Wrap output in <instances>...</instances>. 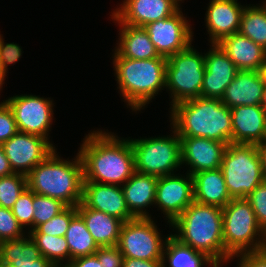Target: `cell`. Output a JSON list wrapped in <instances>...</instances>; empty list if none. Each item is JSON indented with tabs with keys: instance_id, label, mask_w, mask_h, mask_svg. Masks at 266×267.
Here are the masks:
<instances>
[{
	"instance_id": "cell-33",
	"label": "cell",
	"mask_w": 266,
	"mask_h": 267,
	"mask_svg": "<svg viewBox=\"0 0 266 267\" xmlns=\"http://www.w3.org/2000/svg\"><path fill=\"white\" fill-rule=\"evenodd\" d=\"M33 230L63 211L67 205L61 200L34 193Z\"/></svg>"
},
{
	"instance_id": "cell-10",
	"label": "cell",
	"mask_w": 266,
	"mask_h": 267,
	"mask_svg": "<svg viewBox=\"0 0 266 267\" xmlns=\"http://www.w3.org/2000/svg\"><path fill=\"white\" fill-rule=\"evenodd\" d=\"M157 228L151 218H134L126 221L122 225L116 246L124 258L162 260L164 245L169 234L163 238Z\"/></svg>"
},
{
	"instance_id": "cell-5",
	"label": "cell",
	"mask_w": 266,
	"mask_h": 267,
	"mask_svg": "<svg viewBox=\"0 0 266 267\" xmlns=\"http://www.w3.org/2000/svg\"><path fill=\"white\" fill-rule=\"evenodd\" d=\"M76 157V158H75ZM71 159L61 158L56 149L27 175V187L34 193L77 206L83 199V163L79 152Z\"/></svg>"
},
{
	"instance_id": "cell-44",
	"label": "cell",
	"mask_w": 266,
	"mask_h": 267,
	"mask_svg": "<svg viewBox=\"0 0 266 267\" xmlns=\"http://www.w3.org/2000/svg\"><path fill=\"white\" fill-rule=\"evenodd\" d=\"M3 267H10L9 265H3ZM20 267H55L48 259L42 255L35 260H27L22 263Z\"/></svg>"
},
{
	"instance_id": "cell-47",
	"label": "cell",
	"mask_w": 266,
	"mask_h": 267,
	"mask_svg": "<svg viewBox=\"0 0 266 267\" xmlns=\"http://www.w3.org/2000/svg\"><path fill=\"white\" fill-rule=\"evenodd\" d=\"M261 106L266 111V84L263 89V98H262Z\"/></svg>"
},
{
	"instance_id": "cell-22",
	"label": "cell",
	"mask_w": 266,
	"mask_h": 267,
	"mask_svg": "<svg viewBox=\"0 0 266 267\" xmlns=\"http://www.w3.org/2000/svg\"><path fill=\"white\" fill-rule=\"evenodd\" d=\"M239 70L261 71L266 63V49L239 32L217 43Z\"/></svg>"
},
{
	"instance_id": "cell-30",
	"label": "cell",
	"mask_w": 266,
	"mask_h": 267,
	"mask_svg": "<svg viewBox=\"0 0 266 267\" xmlns=\"http://www.w3.org/2000/svg\"><path fill=\"white\" fill-rule=\"evenodd\" d=\"M238 32L266 49V5H246Z\"/></svg>"
},
{
	"instance_id": "cell-42",
	"label": "cell",
	"mask_w": 266,
	"mask_h": 267,
	"mask_svg": "<svg viewBox=\"0 0 266 267\" xmlns=\"http://www.w3.org/2000/svg\"><path fill=\"white\" fill-rule=\"evenodd\" d=\"M66 267H102L95 254L72 259Z\"/></svg>"
},
{
	"instance_id": "cell-32",
	"label": "cell",
	"mask_w": 266,
	"mask_h": 267,
	"mask_svg": "<svg viewBox=\"0 0 266 267\" xmlns=\"http://www.w3.org/2000/svg\"><path fill=\"white\" fill-rule=\"evenodd\" d=\"M27 188V177L13 173L0 177V207L12 209L20 194Z\"/></svg>"
},
{
	"instance_id": "cell-23",
	"label": "cell",
	"mask_w": 266,
	"mask_h": 267,
	"mask_svg": "<svg viewBox=\"0 0 266 267\" xmlns=\"http://www.w3.org/2000/svg\"><path fill=\"white\" fill-rule=\"evenodd\" d=\"M158 177L134 172L121 186L130 214L134 218H151L145 208L154 205Z\"/></svg>"
},
{
	"instance_id": "cell-11",
	"label": "cell",
	"mask_w": 266,
	"mask_h": 267,
	"mask_svg": "<svg viewBox=\"0 0 266 267\" xmlns=\"http://www.w3.org/2000/svg\"><path fill=\"white\" fill-rule=\"evenodd\" d=\"M51 98L36 95H15L5 100L14 114L19 132L41 136L49 140L54 103Z\"/></svg>"
},
{
	"instance_id": "cell-7",
	"label": "cell",
	"mask_w": 266,
	"mask_h": 267,
	"mask_svg": "<svg viewBox=\"0 0 266 267\" xmlns=\"http://www.w3.org/2000/svg\"><path fill=\"white\" fill-rule=\"evenodd\" d=\"M221 170L232 199L246 198L265 180L261 158L254 144L229 143Z\"/></svg>"
},
{
	"instance_id": "cell-3",
	"label": "cell",
	"mask_w": 266,
	"mask_h": 267,
	"mask_svg": "<svg viewBox=\"0 0 266 267\" xmlns=\"http://www.w3.org/2000/svg\"><path fill=\"white\" fill-rule=\"evenodd\" d=\"M181 243L204 253L215 264L225 263L222 208L194 201L171 224Z\"/></svg>"
},
{
	"instance_id": "cell-46",
	"label": "cell",
	"mask_w": 266,
	"mask_h": 267,
	"mask_svg": "<svg viewBox=\"0 0 266 267\" xmlns=\"http://www.w3.org/2000/svg\"><path fill=\"white\" fill-rule=\"evenodd\" d=\"M257 149L261 158L263 176L266 181V139L261 143L257 144Z\"/></svg>"
},
{
	"instance_id": "cell-37",
	"label": "cell",
	"mask_w": 266,
	"mask_h": 267,
	"mask_svg": "<svg viewBox=\"0 0 266 267\" xmlns=\"http://www.w3.org/2000/svg\"><path fill=\"white\" fill-rule=\"evenodd\" d=\"M261 229L266 233V181H262L246 198Z\"/></svg>"
},
{
	"instance_id": "cell-9",
	"label": "cell",
	"mask_w": 266,
	"mask_h": 267,
	"mask_svg": "<svg viewBox=\"0 0 266 267\" xmlns=\"http://www.w3.org/2000/svg\"><path fill=\"white\" fill-rule=\"evenodd\" d=\"M192 44L167 59L165 89L170 91L171 104L201 97L205 74V57Z\"/></svg>"
},
{
	"instance_id": "cell-38",
	"label": "cell",
	"mask_w": 266,
	"mask_h": 267,
	"mask_svg": "<svg viewBox=\"0 0 266 267\" xmlns=\"http://www.w3.org/2000/svg\"><path fill=\"white\" fill-rule=\"evenodd\" d=\"M18 132L14 114L5 100L0 102V144L9 140Z\"/></svg>"
},
{
	"instance_id": "cell-43",
	"label": "cell",
	"mask_w": 266,
	"mask_h": 267,
	"mask_svg": "<svg viewBox=\"0 0 266 267\" xmlns=\"http://www.w3.org/2000/svg\"><path fill=\"white\" fill-rule=\"evenodd\" d=\"M123 267H163L162 260H141L124 258Z\"/></svg>"
},
{
	"instance_id": "cell-21",
	"label": "cell",
	"mask_w": 266,
	"mask_h": 267,
	"mask_svg": "<svg viewBox=\"0 0 266 267\" xmlns=\"http://www.w3.org/2000/svg\"><path fill=\"white\" fill-rule=\"evenodd\" d=\"M264 86L261 71L240 70L225 89L221 101L230 109L236 106H261Z\"/></svg>"
},
{
	"instance_id": "cell-6",
	"label": "cell",
	"mask_w": 266,
	"mask_h": 267,
	"mask_svg": "<svg viewBox=\"0 0 266 267\" xmlns=\"http://www.w3.org/2000/svg\"><path fill=\"white\" fill-rule=\"evenodd\" d=\"M222 216L226 264L234 255L266 248V233L245 198L232 199L222 208Z\"/></svg>"
},
{
	"instance_id": "cell-18",
	"label": "cell",
	"mask_w": 266,
	"mask_h": 267,
	"mask_svg": "<svg viewBox=\"0 0 266 267\" xmlns=\"http://www.w3.org/2000/svg\"><path fill=\"white\" fill-rule=\"evenodd\" d=\"M82 202L88 208L102 211L123 222L134 219L128 209L123 190L118 185L84 182Z\"/></svg>"
},
{
	"instance_id": "cell-15",
	"label": "cell",
	"mask_w": 266,
	"mask_h": 267,
	"mask_svg": "<svg viewBox=\"0 0 266 267\" xmlns=\"http://www.w3.org/2000/svg\"><path fill=\"white\" fill-rule=\"evenodd\" d=\"M205 57L201 97L222 99L225 89L240 71L218 44H211Z\"/></svg>"
},
{
	"instance_id": "cell-12",
	"label": "cell",
	"mask_w": 266,
	"mask_h": 267,
	"mask_svg": "<svg viewBox=\"0 0 266 267\" xmlns=\"http://www.w3.org/2000/svg\"><path fill=\"white\" fill-rule=\"evenodd\" d=\"M188 22L179 9L168 18L147 24L144 29L158 54L168 59L192 44L194 33Z\"/></svg>"
},
{
	"instance_id": "cell-35",
	"label": "cell",
	"mask_w": 266,
	"mask_h": 267,
	"mask_svg": "<svg viewBox=\"0 0 266 267\" xmlns=\"http://www.w3.org/2000/svg\"><path fill=\"white\" fill-rule=\"evenodd\" d=\"M33 198L34 192H32L28 187L20 194L14 206L12 207V213L17 219L18 223L25 228H28V232L33 230ZM30 229V230H29Z\"/></svg>"
},
{
	"instance_id": "cell-34",
	"label": "cell",
	"mask_w": 266,
	"mask_h": 267,
	"mask_svg": "<svg viewBox=\"0 0 266 267\" xmlns=\"http://www.w3.org/2000/svg\"><path fill=\"white\" fill-rule=\"evenodd\" d=\"M77 214V206H67L47 222L40 224L29 233H45L54 236H65L71 219Z\"/></svg>"
},
{
	"instance_id": "cell-45",
	"label": "cell",
	"mask_w": 266,
	"mask_h": 267,
	"mask_svg": "<svg viewBox=\"0 0 266 267\" xmlns=\"http://www.w3.org/2000/svg\"><path fill=\"white\" fill-rule=\"evenodd\" d=\"M13 170L10 166V163L4 153V150L0 144V177L13 174Z\"/></svg>"
},
{
	"instance_id": "cell-2",
	"label": "cell",
	"mask_w": 266,
	"mask_h": 267,
	"mask_svg": "<svg viewBox=\"0 0 266 267\" xmlns=\"http://www.w3.org/2000/svg\"><path fill=\"white\" fill-rule=\"evenodd\" d=\"M170 126L179 137H201L232 143L231 110L221 99L197 97L170 108Z\"/></svg>"
},
{
	"instance_id": "cell-24",
	"label": "cell",
	"mask_w": 266,
	"mask_h": 267,
	"mask_svg": "<svg viewBox=\"0 0 266 267\" xmlns=\"http://www.w3.org/2000/svg\"><path fill=\"white\" fill-rule=\"evenodd\" d=\"M77 213L99 247L116 246L123 221L102 211L88 208L83 202L77 205Z\"/></svg>"
},
{
	"instance_id": "cell-29",
	"label": "cell",
	"mask_w": 266,
	"mask_h": 267,
	"mask_svg": "<svg viewBox=\"0 0 266 267\" xmlns=\"http://www.w3.org/2000/svg\"><path fill=\"white\" fill-rule=\"evenodd\" d=\"M40 256L37 245L28 233L22 238L1 242L0 262L3 265L20 267L23 262Z\"/></svg>"
},
{
	"instance_id": "cell-13",
	"label": "cell",
	"mask_w": 266,
	"mask_h": 267,
	"mask_svg": "<svg viewBox=\"0 0 266 267\" xmlns=\"http://www.w3.org/2000/svg\"><path fill=\"white\" fill-rule=\"evenodd\" d=\"M50 142L41 136L18 131L1 146L13 172L27 175L56 149Z\"/></svg>"
},
{
	"instance_id": "cell-1",
	"label": "cell",
	"mask_w": 266,
	"mask_h": 267,
	"mask_svg": "<svg viewBox=\"0 0 266 267\" xmlns=\"http://www.w3.org/2000/svg\"><path fill=\"white\" fill-rule=\"evenodd\" d=\"M78 150L83 163L84 182L122 186L135 172L129 138L114 132H89Z\"/></svg>"
},
{
	"instance_id": "cell-25",
	"label": "cell",
	"mask_w": 266,
	"mask_h": 267,
	"mask_svg": "<svg viewBox=\"0 0 266 267\" xmlns=\"http://www.w3.org/2000/svg\"><path fill=\"white\" fill-rule=\"evenodd\" d=\"M192 178L194 201L223 208L232 200L221 168L195 173Z\"/></svg>"
},
{
	"instance_id": "cell-26",
	"label": "cell",
	"mask_w": 266,
	"mask_h": 267,
	"mask_svg": "<svg viewBox=\"0 0 266 267\" xmlns=\"http://www.w3.org/2000/svg\"><path fill=\"white\" fill-rule=\"evenodd\" d=\"M110 16L120 27L119 41L115 47L120 56L136 60L160 56L144 27L121 24L113 15Z\"/></svg>"
},
{
	"instance_id": "cell-40",
	"label": "cell",
	"mask_w": 266,
	"mask_h": 267,
	"mask_svg": "<svg viewBox=\"0 0 266 267\" xmlns=\"http://www.w3.org/2000/svg\"><path fill=\"white\" fill-rule=\"evenodd\" d=\"M94 254L102 267H123L124 256L117 246L99 247Z\"/></svg>"
},
{
	"instance_id": "cell-4",
	"label": "cell",
	"mask_w": 266,
	"mask_h": 267,
	"mask_svg": "<svg viewBox=\"0 0 266 267\" xmlns=\"http://www.w3.org/2000/svg\"><path fill=\"white\" fill-rule=\"evenodd\" d=\"M117 88L127 106L134 111L144 109L165 88L167 58L136 60L113 54Z\"/></svg>"
},
{
	"instance_id": "cell-31",
	"label": "cell",
	"mask_w": 266,
	"mask_h": 267,
	"mask_svg": "<svg viewBox=\"0 0 266 267\" xmlns=\"http://www.w3.org/2000/svg\"><path fill=\"white\" fill-rule=\"evenodd\" d=\"M28 234L37 245L40 254L55 267H66L69 264L70 251L65 236H52L45 233Z\"/></svg>"
},
{
	"instance_id": "cell-19",
	"label": "cell",
	"mask_w": 266,
	"mask_h": 267,
	"mask_svg": "<svg viewBox=\"0 0 266 267\" xmlns=\"http://www.w3.org/2000/svg\"><path fill=\"white\" fill-rule=\"evenodd\" d=\"M208 5L205 26L211 44H217L239 31L244 5L239 4L238 0H210Z\"/></svg>"
},
{
	"instance_id": "cell-16",
	"label": "cell",
	"mask_w": 266,
	"mask_h": 267,
	"mask_svg": "<svg viewBox=\"0 0 266 267\" xmlns=\"http://www.w3.org/2000/svg\"><path fill=\"white\" fill-rule=\"evenodd\" d=\"M180 5L177 0H123L112 15L121 24L144 27L175 14Z\"/></svg>"
},
{
	"instance_id": "cell-20",
	"label": "cell",
	"mask_w": 266,
	"mask_h": 267,
	"mask_svg": "<svg viewBox=\"0 0 266 267\" xmlns=\"http://www.w3.org/2000/svg\"><path fill=\"white\" fill-rule=\"evenodd\" d=\"M231 110L232 143L257 145L266 139V111L259 105Z\"/></svg>"
},
{
	"instance_id": "cell-39",
	"label": "cell",
	"mask_w": 266,
	"mask_h": 267,
	"mask_svg": "<svg viewBox=\"0 0 266 267\" xmlns=\"http://www.w3.org/2000/svg\"><path fill=\"white\" fill-rule=\"evenodd\" d=\"M22 55V49L19 44L5 43L2 34H0V67L1 71L7 76L8 65L15 64Z\"/></svg>"
},
{
	"instance_id": "cell-48",
	"label": "cell",
	"mask_w": 266,
	"mask_h": 267,
	"mask_svg": "<svg viewBox=\"0 0 266 267\" xmlns=\"http://www.w3.org/2000/svg\"><path fill=\"white\" fill-rule=\"evenodd\" d=\"M6 79L5 75L3 74V72L1 71V67H0V91L3 87L4 84V80Z\"/></svg>"
},
{
	"instance_id": "cell-49",
	"label": "cell",
	"mask_w": 266,
	"mask_h": 267,
	"mask_svg": "<svg viewBox=\"0 0 266 267\" xmlns=\"http://www.w3.org/2000/svg\"><path fill=\"white\" fill-rule=\"evenodd\" d=\"M261 73L264 77V82L266 84V63L263 65L262 69H261Z\"/></svg>"
},
{
	"instance_id": "cell-41",
	"label": "cell",
	"mask_w": 266,
	"mask_h": 267,
	"mask_svg": "<svg viewBox=\"0 0 266 267\" xmlns=\"http://www.w3.org/2000/svg\"><path fill=\"white\" fill-rule=\"evenodd\" d=\"M235 257L239 260L237 267H266V248L237 254L232 256L230 260H234Z\"/></svg>"
},
{
	"instance_id": "cell-50",
	"label": "cell",
	"mask_w": 266,
	"mask_h": 267,
	"mask_svg": "<svg viewBox=\"0 0 266 267\" xmlns=\"http://www.w3.org/2000/svg\"><path fill=\"white\" fill-rule=\"evenodd\" d=\"M224 264H215L214 266L212 267H222Z\"/></svg>"
},
{
	"instance_id": "cell-36",
	"label": "cell",
	"mask_w": 266,
	"mask_h": 267,
	"mask_svg": "<svg viewBox=\"0 0 266 267\" xmlns=\"http://www.w3.org/2000/svg\"><path fill=\"white\" fill-rule=\"evenodd\" d=\"M24 229L18 223L11 209L0 207V241H10L24 237Z\"/></svg>"
},
{
	"instance_id": "cell-17",
	"label": "cell",
	"mask_w": 266,
	"mask_h": 267,
	"mask_svg": "<svg viewBox=\"0 0 266 267\" xmlns=\"http://www.w3.org/2000/svg\"><path fill=\"white\" fill-rule=\"evenodd\" d=\"M181 139L182 164L190 166L187 173L221 168L227 143L201 137H179Z\"/></svg>"
},
{
	"instance_id": "cell-14",
	"label": "cell",
	"mask_w": 266,
	"mask_h": 267,
	"mask_svg": "<svg viewBox=\"0 0 266 267\" xmlns=\"http://www.w3.org/2000/svg\"><path fill=\"white\" fill-rule=\"evenodd\" d=\"M185 174L158 178L154 205L163 211L169 227L194 202L193 178L189 173Z\"/></svg>"
},
{
	"instance_id": "cell-28",
	"label": "cell",
	"mask_w": 266,
	"mask_h": 267,
	"mask_svg": "<svg viewBox=\"0 0 266 267\" xmlns=\"http://www.w3.org/2000/svg\"><path fill=\"white\" fill-rule=\"evenodd\" d=\"M65 239L69 246L70 261L78 257L92 255L99 249L83 218L78 213L71 219Z\"/></svg>"
},
{
	"instance_id": "cell-8",
	"label": "cell",
	"mask_w": 266,
	"mask_h": 267,
	"mask_svg": "<svg viewBox=\"0 0 266 267\" xmlns=\"http://www.w3.org/2000/svg\"><path fill=\"white\" fill-rule=\"evenodd\" d=\"M172 135L130 138L135 171L155 177L174 174L182 165L181 139L171 126Z\"/></svg>"
},
{
	"instance_id": "cell-27",
	"label": "cell",
	"mask_w": 266,
	"mask_h": 267,
	"mask_svg": "<svg viewBox=\"0 0 266 267\" xmlns=\"http://www.w3.org/2000/svg\"><path fill=\"white\" fill-rule=\"evenodd\" d=\"M212 267L215 263L204 253L181 243L172 234H170L165 242L162 263L163 267Z\"/></svg>"
}]
</instances>
